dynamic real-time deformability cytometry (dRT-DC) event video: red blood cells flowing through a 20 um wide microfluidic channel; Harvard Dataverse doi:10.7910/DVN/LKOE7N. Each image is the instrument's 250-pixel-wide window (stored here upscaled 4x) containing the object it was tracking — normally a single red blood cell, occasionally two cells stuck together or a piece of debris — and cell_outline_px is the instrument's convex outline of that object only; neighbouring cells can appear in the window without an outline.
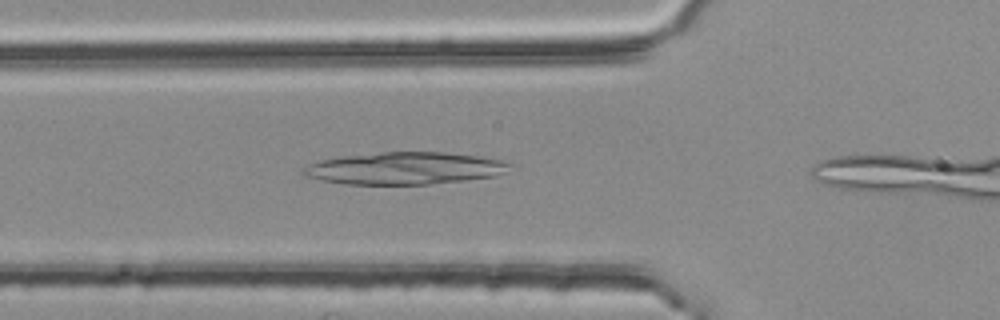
{"species": "common noctule bat (a hibernating species)", "species_latin": "Nyctalus noctula", "temperature_condition": "room temperature", "stored_images_in_passage": 6, "segment_of_instrument_passage": [1, 2], "camera_frame_rate_fps": 3000, "um_per_image_px": 0.085, "animal": {"sex": "female", "body_mass_g": 25.1}, "frame": {"image": 1, "passage_image": 3, "time_ms": 0.667, "image_size_px": [1000, 320], "cell_outline_px": [[512, 164], [504, 172], [496, 176], [464, 180], [428, 184], [344, 184], [320, 180], [304, 176], [304, 168], [320, 160], [344, 156], [380, 152], [444, 152], [480, 156], [508, 160]], "centroid_in_image_um": [34.46, 14.3], "position_along_channel_um": 91.3, "area_um2": 38.67}}